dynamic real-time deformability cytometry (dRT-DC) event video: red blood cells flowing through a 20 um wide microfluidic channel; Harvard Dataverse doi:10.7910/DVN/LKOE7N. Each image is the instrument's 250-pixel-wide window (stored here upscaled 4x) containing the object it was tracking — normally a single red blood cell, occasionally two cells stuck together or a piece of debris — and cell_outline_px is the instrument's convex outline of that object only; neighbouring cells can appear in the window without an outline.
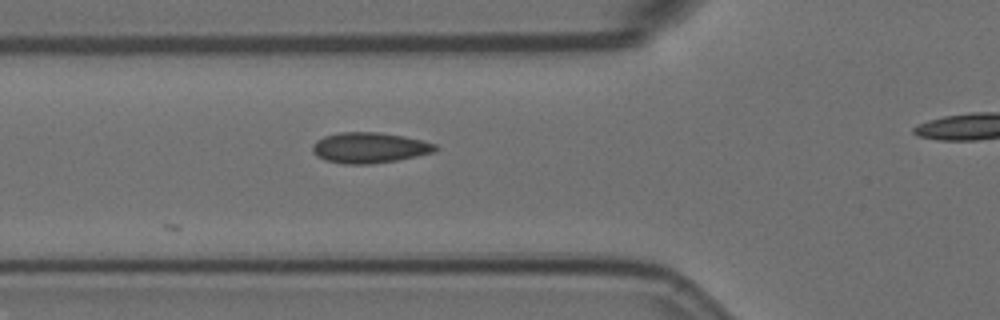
{"species": "Egyptian fruit bat (a non-hibernating species)", "species_latin": "Rousettus aegyptiacus", "temperature_condition": "room temperature", "stored_images_in_passage": 3, "segment_of_instrument_passage": [1, 2], "camera_frame_rate_fps": 3000, "um_per_image_px": 0.085, "animal": {"sex": "female"}, "frame": {"image": 1, "passage_image": 2, "time_ms": 0.333, "image_size_px": [1000, 320], "cell_outline_px": [[440, 148], [436, 152], [396, 160], [368, 164], [344, 164], [324, 160], [316, 156], [312, 152], [312, 144], [316, 140], [324, 136], [340, 132], [380, 132], [404, 136], [424, 140], [436, 144]], "centroid_in_image_um": [31.41, 12.55], "position_along_channel_um": 94.4, "area_um2": 22.2}}